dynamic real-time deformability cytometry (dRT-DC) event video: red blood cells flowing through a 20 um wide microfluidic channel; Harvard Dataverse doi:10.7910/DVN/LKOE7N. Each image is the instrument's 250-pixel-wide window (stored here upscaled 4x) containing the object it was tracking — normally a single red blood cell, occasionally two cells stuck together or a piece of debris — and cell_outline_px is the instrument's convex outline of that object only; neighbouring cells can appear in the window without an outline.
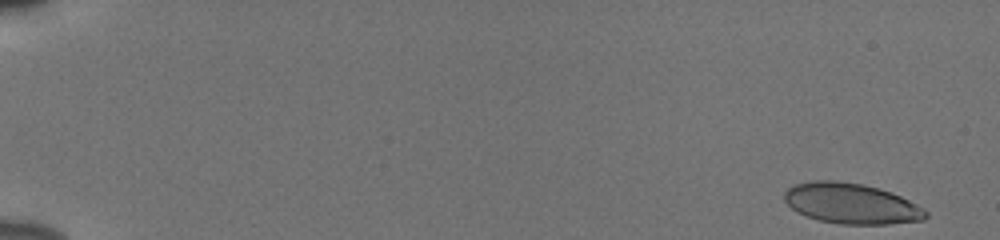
{"species": "human", "species_latin": "Homo sapiens", "temperature_condition": "cold", "stored_images_in_passage": 53, "camera_frame_rate_fps": 3000, "um_per_image_px": 0.085, "donor": {"sex": "male"}, "frame": {"image": 1, "passage_image": 1, "time_ms": 0.0, "image_size_px": [1000, 240], "cell_outline_px": [[928, 216], [924, 220], [888, 224], [840, 224], [820, 220], [808, 216], [792, 208], [784, 200], [784, 192], [792, 184], [812, 180], [836, 180], [864, 184], [880, 188], [892, 192], [924, 208], [928, 212]], "centroid_in_image_um": [72.37, 17.28], "position_along_channel_um": 12.6, "area_um2": 33.52}}
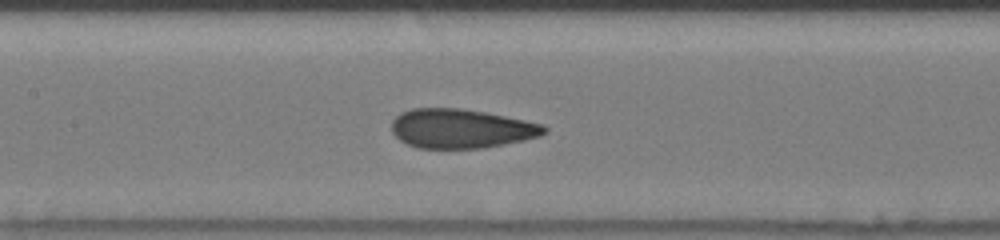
{"frame": {"image": 2, "passage_image": 27, "time_ms": 8.667, "image_size_px": [1000, 240], "cell_outline_px": [[548, 132], [540, 136], [524, 140], [484, 148], [416, 148], [400, 140], [392, 132], [392, 120], [400, 112], [412, 108], [460, 108], [484, 112], [544, 124], [548, 128]], "centroid_in_image_um": [39.2, 10.93], "position_along_channel_um": 168.2, "area_um2": 34.97}}
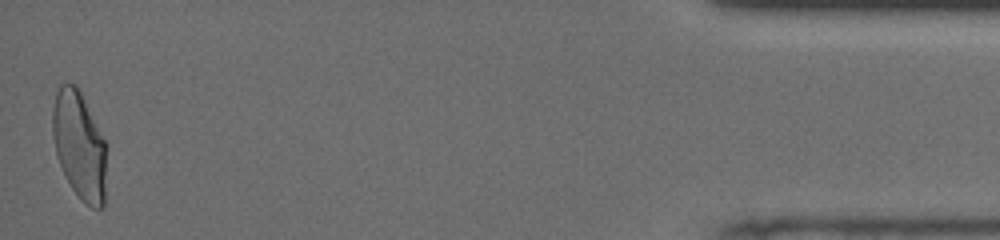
{"frame": {"image": 3, "passage_image": 53, "time_ms": 17.333, "image_size_px": [1000, 240], "cell_outline_px": [[104, 204], [100, 208], [92, 208], [84, 204], [80, 200], [72, 188], [56, 156], [52, 136], [52, 108], [56, 92], [60, 84], [76, 84], [104, 140]], "centroid_in_image_um": [6.69, 12.36], "position_along_channel_um": 428.5, "area_um2": 33.23}, "authors_computed_cell_mechanics": {"area_um2": 34.8534, "velocity_mm_per_s": 3.8544, "shape_relaxation_time_tau1_ms": 7.9248, "shape_relaxation_time_tau2_ms": 0.7354, "deformation_change_tau1": 0.2083, "deformation_change_tau2": 0.0689}}